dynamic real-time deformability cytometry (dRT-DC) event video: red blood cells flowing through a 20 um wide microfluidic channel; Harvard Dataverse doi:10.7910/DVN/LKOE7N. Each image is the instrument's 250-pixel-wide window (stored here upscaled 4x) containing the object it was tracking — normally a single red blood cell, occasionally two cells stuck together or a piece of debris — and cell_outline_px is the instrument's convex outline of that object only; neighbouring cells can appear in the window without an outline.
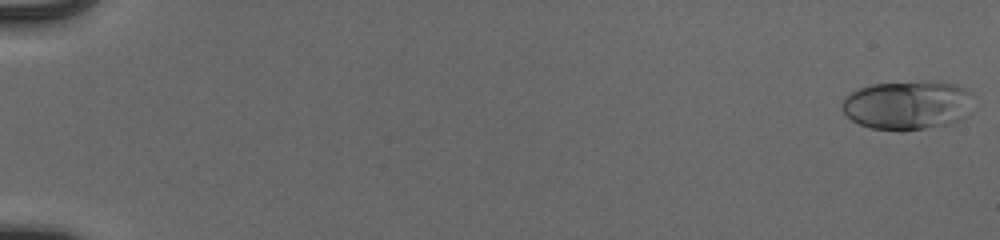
{"species": "human", "species_latin": "Homo sapiens", "temperature_condition": "cold", "stored_images_in_passage": 54, "camera_frame_rate_fps": 3000, "um_per_image_px": 0.085, "donor": {"sex": "male"}, "frame": {"image": 1, "passage_image": 1, "time_ms": 0.0, "image_size_px": [1000, 240], "cell_outline_px": [[972, 112], [968, 116], [948, 124], [904, 132], [900, 132], [872, 128], [860, 124], [852, 120], [840, 108], [840, 104], [844, 96], [860, 88], [872, 84], [920, 80], [936, 80], [964, 88], [972, 92]], "centroid_in_image_um": [77.16, 8.93], "position_along_channel_um": 7.8, "area_um2": 38.44}}
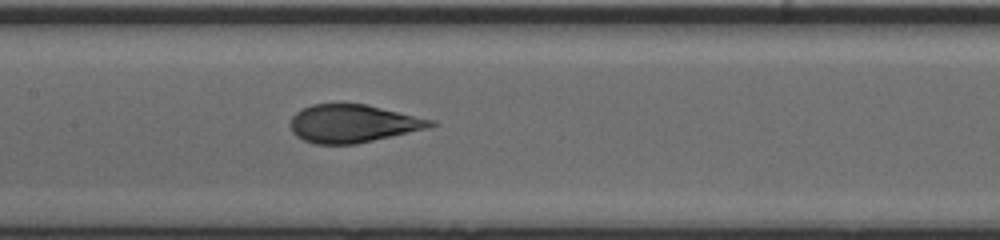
{"frame": {"image": 2, "passage_image": 29, "time_ms": 9.333, "image_size_px": [1000, 240], "cell_outline_px": [[436, 124], [428, 128], [356, 144], [316, 144], [304, 140], [296, 136], [292, 132], [288, 124], [292, 116], [296, 112], [312, 104], [368, 104], [436, 120]], "centroid_in_image_um": [29.99, 10.5], "position_along_channel_um": 177.4, "area_um2": 31.15}}
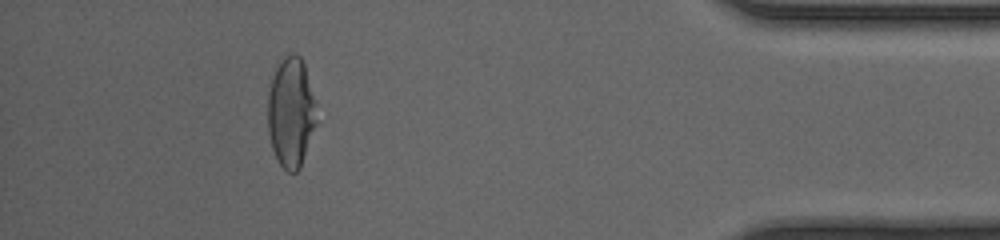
{"frame": {"image": 3, "passage_image": 50, "time_ms": 16.333, "image_size_px": [1000, 240], "cell_outline_px": [[316, 124], [300, 168], [296, 172], [288, 172], [276, 160], [272, 148], [268, 132], [268, 92], [276, 68], [284, 56], [292, 52], [296, 52], [300, 56], [304, 64], [312, 96], [316, 120]], "centroid_in_image_um": [24.7, 9.57], "position_along_channel_um": 410.5, "area_um2": 30.75}, "authors_computed_cell_mechanics": {"area_um2": 32.368, "velocity_mm_per_s": 3.9484, "shape_relaxation_time_tau1_ms": 4.4656, "shape_relaxation_time_tau2_ms": 0.6132, "deformation_change_tau1": 0.2004, "deformation_change_tau2": 0.0736}}